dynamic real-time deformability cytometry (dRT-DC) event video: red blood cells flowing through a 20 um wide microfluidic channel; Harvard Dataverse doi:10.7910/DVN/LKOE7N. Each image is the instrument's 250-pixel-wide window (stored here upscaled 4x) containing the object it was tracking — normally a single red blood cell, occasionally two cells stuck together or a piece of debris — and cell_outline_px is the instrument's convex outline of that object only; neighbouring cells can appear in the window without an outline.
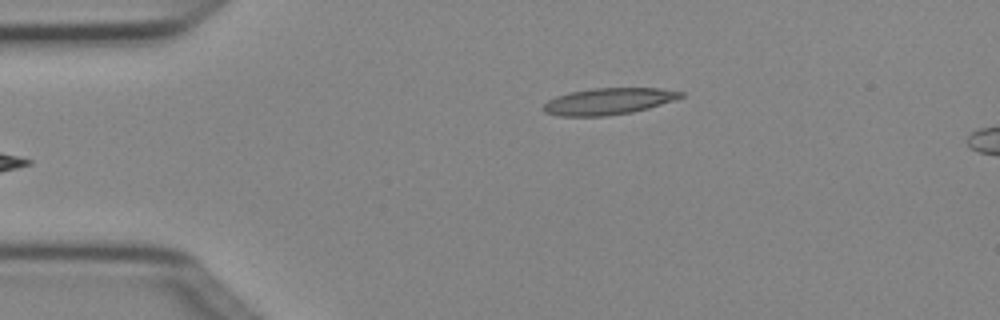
{"species": "Egyptian fruit bat (a non-hibernating species)", "species_latin": "Rousettus aegyptiacus", "temperature_condition": "cold", "stored_images_in_passage": 4, "camera_frame_rate_fps": 3000, "um_per_image_px": 0.085, "animal": {"sex": "female"}, "frame": {"image": 1, "passage_image": 4, "time_ms": 1.0, "image_size_px": [1000, 320], "cell_outline_px": [[684, 96], [648, 108], [632, 112], [604, 116], [560, 116], [544, 112], [544, 104], [548, 100], [556, 96], [568, 92], [592, 88], [660, 88], [684, 92]], "centroid_in_image_um": [51.69, 8.6], "position_along_channel_um": 33.3, "area_um2": 21.15}}